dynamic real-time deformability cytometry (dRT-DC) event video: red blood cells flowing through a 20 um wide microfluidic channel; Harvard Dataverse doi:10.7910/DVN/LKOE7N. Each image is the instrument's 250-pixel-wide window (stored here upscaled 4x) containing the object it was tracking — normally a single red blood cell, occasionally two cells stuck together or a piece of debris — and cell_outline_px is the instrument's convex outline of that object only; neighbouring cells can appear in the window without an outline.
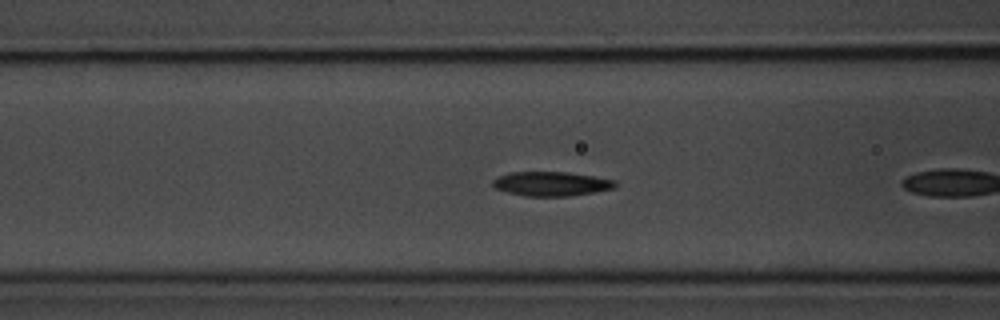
{"species": "common noctule bat (a hibernating species)", "species_latin": "Nyctalus noctula", "temperature_condition": "room temperature", "stored_images_in_passage": 11, "camera_frame_rate_fps": 3000, "um_per_image_px": 0.085, "animal": {"sex": "male", "body_mass_g": 20.1, "forearm_length_mm": 53.5}, "frame": {"image": 1, "passage_image": 7, "time_ms": 2.0, "image_size_px": [1000, 320], "cell_outline_px": [[616, 188], [568, 196], [524, 196], [508, 192], [496, 188], [492, 184], [492, 180], [500, 176], [512, 172], [564, 172], [592, 176], [616, 180]], "centroid_in_image_um": [46.86, 15.62], "position_along_channel_um": 119.7, "area_um2": 17.11}}
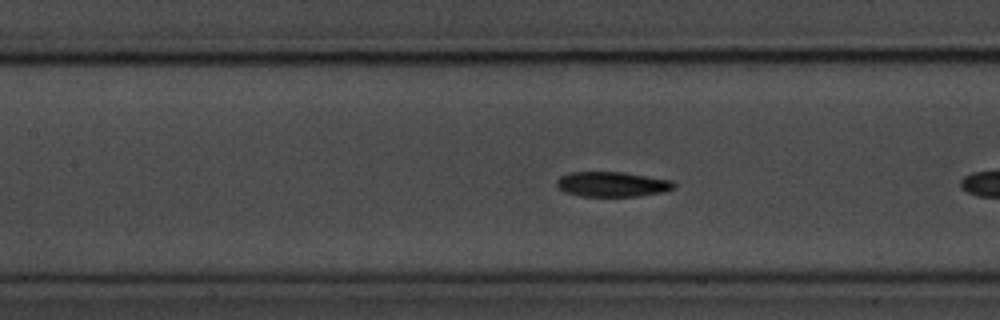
{"frame": {"image": 2, "passage_image": 10, "time_ms": 3.0, "image_size_px": [1000, 320], "cell_outline_px": [[676, 188], [664, 192], [636, 196], [580, 196], [564, 192], [556, 184], [556, 180], [560, 176], [568, 172], [624, 172], [672, 180], [676, 184]], "centroid_in_image_um": [52.05, 15.65], "position_along_channel_um": 155.4, "area_um2": 17.22}}